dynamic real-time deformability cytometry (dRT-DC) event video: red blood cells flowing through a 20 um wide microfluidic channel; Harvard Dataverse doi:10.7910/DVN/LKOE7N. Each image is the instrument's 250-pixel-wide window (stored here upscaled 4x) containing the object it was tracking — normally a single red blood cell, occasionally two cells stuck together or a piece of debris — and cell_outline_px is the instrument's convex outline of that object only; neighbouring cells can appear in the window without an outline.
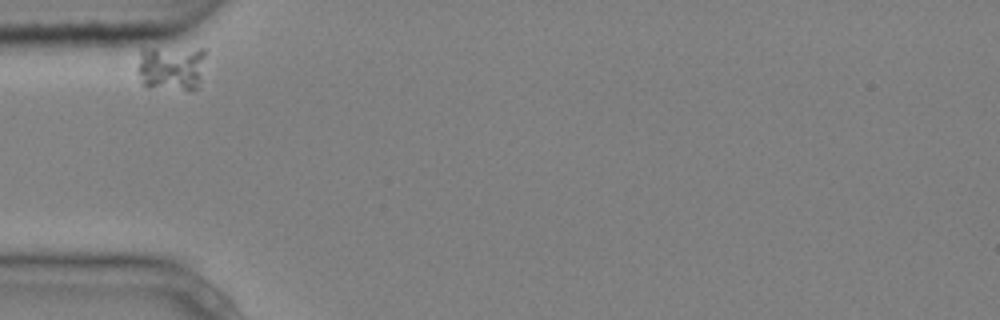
{"species": "common noctule bat (a hibernating species)", "species_latin": "Nyctalus noctula", "temperature_condition": "cold", "stored_images_in_passage": 2, "camera_frame_rate_fps": 3000, "um_per_image_px": 0.085, "animal": {"sex": "male", "body_mass_g": 20.4}, "frame": {"image": 1, "passage_image": 1, "time_ms": 0.0, "image_size_px": [1000, 320], "cell_outline_px": [[204, 56], [200, 88], [192, 92], [148, 88], [144, 84], [136, 68], [140, 48], [204, 48]], "centroid_in_image_um": [14.56, 5.8], "position_along_channel_um": 70.4, "area_um2": 18.9}}